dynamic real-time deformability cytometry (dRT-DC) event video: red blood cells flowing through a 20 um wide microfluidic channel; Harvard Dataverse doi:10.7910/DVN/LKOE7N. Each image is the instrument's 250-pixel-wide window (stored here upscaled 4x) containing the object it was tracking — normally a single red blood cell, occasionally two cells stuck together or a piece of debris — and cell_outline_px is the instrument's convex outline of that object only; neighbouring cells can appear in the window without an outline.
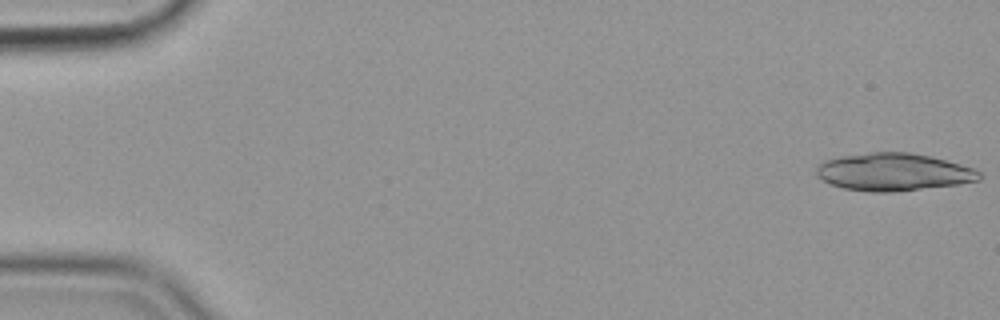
{"species": "common noctule bat (a hibernating species)", "species_latin": "Nyctalus noctula", "temperature_condition": "cold", "stored_images_in_passage": 23, "camera_frame_rate_fps": 3000, "um_per_image_px": 0.085, "animal": {"sex": "female", "body_mass_g": 19.9}, "frame": {"image": 1, "passage_image": 1, "time_ms": 0.0, "image_size_px": [1000, 320], "cell_outline_px": [[980, 180], [956, 184], [892, 192], [868, 192], [844, 188], [828, 184], [816, 176], [816, 168], [824, 160], [840, 156], [872, 152], [908, 152], [928, 156], [976, 168], [980, 172]], "centroid_in_image_um": [75.9, 14.62], "position_along_channel_um": 9.1, "area_um2": 35.6}}